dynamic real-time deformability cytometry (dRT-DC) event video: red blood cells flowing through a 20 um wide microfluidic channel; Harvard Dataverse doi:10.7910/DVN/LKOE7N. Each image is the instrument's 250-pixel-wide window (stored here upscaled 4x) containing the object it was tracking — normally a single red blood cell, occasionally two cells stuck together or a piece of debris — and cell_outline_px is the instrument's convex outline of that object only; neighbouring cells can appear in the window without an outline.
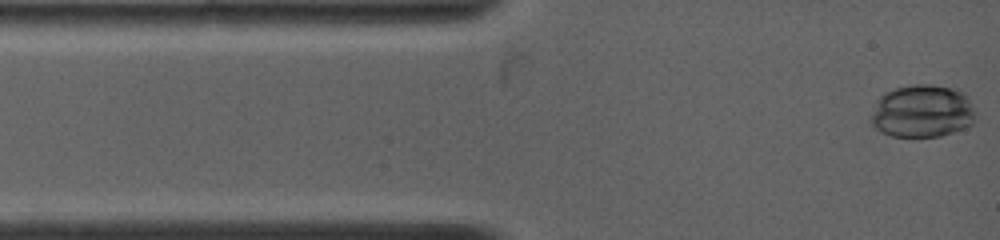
{"species": "common noctule bat (a hibernating species)", "species_latin": "Nyctalus noctula", "temperature_condition": "warm", "stored_images_in_passage": 17, "camera_frame_rate_fps": 4500, "um_per_image_px": 0.085, "animal": {"sex": "female", "body_mass_g": 19.0, "forearm_length_mm": 53.3}, "frame": {"image": 1, "passage_image": 1, "time_ms": 0.0, "image_size_px": [1000, 240], "cell_outline_px": [[976, 116], [972, 124], [964, 128], [940, 136], [892, 136], [880, 132], [868, 120], [876, 100], [884, 92], [896, 88], [912, 84], [932, 84], [960, 88], [968, 96], [976, 112]], "centroid_in_image_um": [78.4, 9.43], "position_along_channel_um": 6.6, "area_um2": 32.83}}
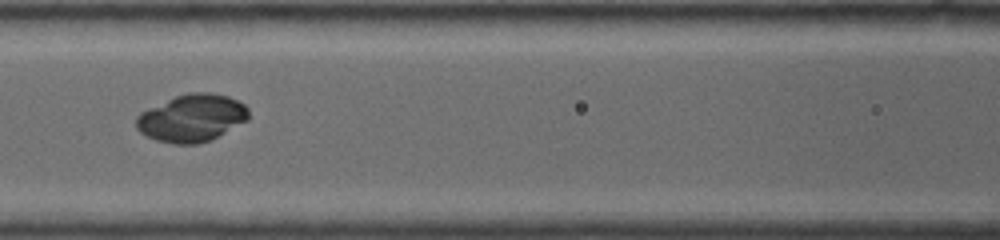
{"frame": {"image": 2, "passage_image": 10, "time_ms": 4.889, "image_size_px": [1000, 240], "cell_outline_px": [[248, 120], [208, 140], [196, 144], [172, 144], [156, 140], [140, 132], [136, 128], [136, 116], [140, 112], [176, 96], [188, 92], [212, 92], [228, 96], [244, 104], [248, 108]], "centroid_in_image_um": [16.29, 10.02], "position_along_channel_um": 150.3, "area_um2": 30.81}}
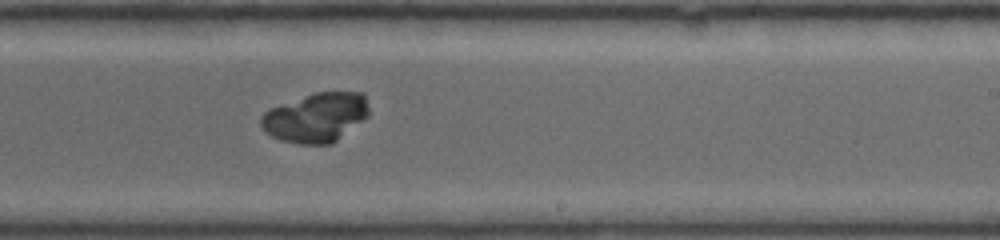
{"frame": {"image": 3, "passage_image": 17, "time_ms": 7.778, "image_size_px": [1000, 240], "cell_outline_px": [[368, 116], [332, 144], [296, 144], [280, 140], [272, 136], [260, 124], [260, 120], [264, 112], [272, 108], [312, 92], [364, 92], [368, 104]], "centroid_in_image_um": [26.88, 9.98], "position_along_channel_um": 262.1, "area_um2": 30.92}}